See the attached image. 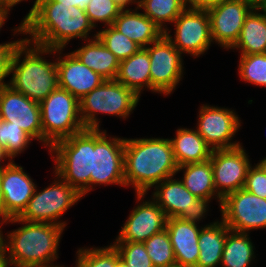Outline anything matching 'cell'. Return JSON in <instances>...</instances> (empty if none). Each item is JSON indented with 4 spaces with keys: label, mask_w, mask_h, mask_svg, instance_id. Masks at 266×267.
<instances>
[{
    "label": "cell",
    "mask_w": 266,
    "mask_h": 267,
    "mask_svg": "<svg viewBox=\"0 0 266 267\" xmlns=\"http://www.w3.org/2000/svg\"><path fill=\"white\" fill-rule=\"evenodd\" d=\"M94 28L86 11L59 5L53 0H35L29 13L14 31L30 34L26 40L47 48L59 49L73 38L87 39Z\"/></svg>",
    "instance_id": "cell-1"
},
{
    "label": "cell",
    "mask_w": 266,
    "mask_h": 267,
    "mask_svg": "<svg viewBox=\"0 0 266 267\" xmlns=\"http://www.w3.org/2000/svg\"><path fill=\"white\" fill-rule=\"evenodd\" d=\"M170 139H126L124 177L126 186H134L138 201L148 190L178 173Z\"/></svg>",
    "instance_id": "cell-2"
},
{
    "label": "cell",
    "mask_w": 266,
    "mask_h": 267,
    "mask_svg": "<svg viewBox=\"0 0 266 267\" xmlns=\"http://www.w3.org/2000/svg\"><path fill=\"white\" fill-rule=\"evenodd\" d=\"M25 225L10 232L5 240L9 265L14 267H50L58 258V246L64 227L51 223L22 221L18 217L3 221Z\"/></svg>",
    "instance_id": "cell-3"
},
{
    "label": "cell",
    "mask_w": 266,
    "mask_h": 267,
    "mask_svg": "<svg viewBox=\"0 0 266 267\" xmlns=\"http://www.w3.org/2000/svg\"><path fill=\"white\" fill-rule=\"evenodd\" d=\"M61 50L62 48L54 49L32 44L25 39L13 56L10 70V74H13L7 85L35 102H42L58 88L57 63L46 61L42 55L57 52L61 54ZM23 54L25 56L21 60Z\"/></svg>",
    "instance_id": "cell-4"
},
{
    "label": "cell",
    "mask_w": 266,
    "mask_h": 267,
    "mask_svg": "<svg viewBox=\"0 0 266 267\" xmlns=\"http://www.w3.org/2000/svg\"><path fill=\"white\" fill-rule=\"evenodd\" d=\"M49 150L56 156L55 174L84 197L90 191L94 129H84L59 140Z\"/></svg>",
    "instance_id": "cell-5"
},
{
    "label": "cell",
    "mask_w": 266,
    "mask_h": 267,
    "mask_svg": "<svg viewBox=\"0 0 266 267\" xmlns=\"http://www.w3.org/2000/svg\"><path fill=\"white\" fill-rule=\"evenodd\" d=\"M140 97L116 79L104 80L79 100V113L86 129H99L98 113L126 118L135 109ZM98 112V113H97Z\"/></svg>",
    "instance_id": "cell-6"
},
{
    "label": "cell",
    "mask_w": 266,
    "mask_h": 267,
    "mask_svg": "<svg viewBox=\"0 0 266 267\" xmlns=\"http://www.w3.org/2000/svg\"><path fill=\"white\" fill-rule=\"evenodd\" d=\"M39 105L46 147L86 129L80 118L79 100L68 91L58 87Z\"/></svg>",
    "instance_id": "cell-7"
},
{
    "label": "cell",
    "mask_w": 266,
    "mask_h": 267,
    "mask_svg": "<svg viewBox=\"0 0 266 267\" xmlns=\"http://www.w3.org/2000/svg\"><path fill=\"white\" fill-rule=\"evenodd\" d=\"M57 181L37 192L35 189L26 208L18 216L22 221L57 224L66 227V222L58 221L67 209L76 204L82 195L55 174Z\"/></svg>",
    "instance_id": "cell-8"
},
{
    "label": "cell",
    "mask_w": 266,
    "mask_h": 267,
    "mask_svg": "<svg viewBox=\"0 0 266 267\" xmlns=\"http://www.w3.org/2000/svg\"><path fill=\"white\" fill-rule=\"evenodd\" d=\"M106 130L94 129V150H92V171L90 190L96 184L125 185L124 177V138L106 136Z\"/></svg>",
    "instance_id": "cell-9"
},
{
    "label": "cell",
    "mask_w": 266,
    "mask_h": 267,
    "mask_svg": "<svg viewBox=\"0 0 266 267\" xmlns=\"http://www.w3.org/2000/svg\"><path fill=\"white\" fill-rule=\"evenodd\" d=\"M173 23L176 27L174 39L167 31L164 35L181 54L197 57L209 49L212 36L205 7L188 6Z\"/></svg>",
    "instance_id": "cell-10"
},
{
    "label": "cell",
    "mask_w": 266,
    "mask_h": 267,
    "mask_svg": "<svg viewBox=\"0 0 266 267\" xmlns=\"http://www.w3.org/2000/svg\"><path fill=\"white\" fill-rule=\"evenodd\" d=\"M167 178L155 185L153 200L167 218L178 217L194 224L206 215L209 198H197L181 180Z\"/></svg>",
    "instance_id": "cell-11"
},
{
    "label": "cell",
    "mask_w": 266,
    "mask_h": 267,
    "mask_svg": "<svg viewBox=\"0 0 266 267\" xmlns=\"http://www.w3.org/2000/svg\"><path fill=\"white\" fill-rule=\"evenodd\" d=\"M220 210L221 219L232 231L248 233L252 229L266 228V199L244 188L228 194Z\"/></svg>",
    "instance_id": "cell-12"
},
{
    "label": "cell",
    "mask_w": 266,
    "mask_h": 267,
    "mask_svg": "<svg viewBox=\"0 0 266 267\" xmlns=\"http://www.w3.org/2000/svg\"><path fill=\"white\" fill-rule=\"evenodd\" d=\"M254 7L253 0H221L206 6L212 42L225 49H232L239 38L246 16Z\"/></svg>",
    "instance_id": "cell-13"
},
{
    "label": "cell",
    "mask_w": 266,
    "mask_h": 267,
    "mask_svg": "<svg viewBox=\"0 0 266 267\" xmlns=\"http://www.w3.org/2000/svg\"><path fill=\"white\" fill-rule=\"evenodd\" d=\"M145 48L150 57V90L171 94L182 79V54L165 35Z\"/></svg>",
    "instance_id": "cell-14"
},
{
    "label": "cell",
    "mask_w": 266,
    "mask_h": 267,
    "mask_svg": "<svg viewBox=\"0 0 266 267\" xmlns=\"http://www.w3.org/2000/svg\"><path fill=\"white\" fill-rule=\"evenodd\" d=\"M212 164L214 187L222 200L230 193L243 189L252 164L240 145L230 149H216L209 159Z\"/></svg>",
    "instance_id": "cell-15"
},
{
    "label": "cell",
    "mask_w": 266,
    "mask_h": 267,
    "mask_svg": "<svg viewBox=\"0 0 266 267\" xmlns=\"http://www.w3.org/2000/svg\"><path fill=\"white\" fill-rule=\"evenodd\" d=\"M197 132L213 149H230L240 146L231 142L241 126L239 117L233 110L215 106L200 107Z\"/></svg>",
    "instance_id": "cell-16"
},
{
    "label": "cell",
    "mask_w": 266,
    "mask_h": 267,
    "mask_svg": "<svg viewBox=\"0 0 266 267\" xmlns=\"http://www.w3.org/2000/svg\"><path fill=\"white\" fill-rule=\"evenodd\" d=\"M0 111L4 121L23 129L33 140L43 143L40 105L9 85L0 86Z\"/></svg>",
    "instance_id": "cell-17"
},
{
    "label": "cell",
    "mask_w": 266,
    "mask_h": 267,
    "mask_svg": "<svg viewBox=\"0 0 266 267\" xmlns=\"http://www.w3.org/2000/svg\"><path fill=\"white\" fill-rule=\"evenodd\" d=\"M1 169L4 221L18 217L26 208L37 186L23 168L10 161Z\"/></svg>",
    "instance_id": "cell-18"
},
{
    "label": "cell",
    "mask_w": 266,
    "mask_h": 267,
    "mask_svg": "<svg viewBox=\"0 0 266 267\" xmlns=\"http://www.w3.org/2000/svg\"><path fill=\"white\" fill-rule=\"evenodd\" d=\"M139 204L129 214L115 242L144 243L166 228L167 217L153 199Z\"/></svg>",
    "instance_id": "cell-19"
},
{
    "label": "cell",
    "mask_w": 266,
    "mask_h": 267,
    "mask_svg": "<svg viewBox=\"0 0 266 267\" xmlns=\"http://www.w3.org/2000/svg\"><path fill=\"white\" fill-rule=\"evenodd\" d=\"M56 59L58 87L78 100L97 88L104 78L83 64L73 53Z\"/></svg>",
    "instance_id": "cell-20"
},
{
    "label": "cell",
    "mask_w": 266,
    "mask_h": 267,
    "mask_svg": "<svg viewBox=\"0 0 266 267\" xmlns=\"http://www.w3.org/2000/svg\"><path fill=\"white\" fill-rule=\"evenodd\" d=\"M173 247L176 265L196 267L199 247L200 230L197 224L178 217L167 218L166 228Z\"/></svg>",
    "instance_id": "cell-21"
},
{
    "label": "cell",
    "mask_w": 266,
    "mask_h": 267,
    "mask_svg": "<svg viewBox=\"0 0 266 267\" xmlns=\"http://www.w3.org/2000/svg\"><path fill=\"white\" fill-rule=\"evenodd\" d=\"M137 9L139 8L136 7L135 11L122 9L112 26L141 48H145L159 40L164 35V31Z\"/></svg>",
    "instance_id": "cell-22"
},
{
    "label": "cell",
    "mask_w": 266,
    "mask_h": 267,
    "mask_svg": "<svg viewBox=\"0 0 266 267\" xmlns=\"http://www.w3.org/2000/svg\"><path fill=\"white\" fill-rule=\"evenodd\" d=\"M93 39H90L85 46L72 53L105 80L116 79L120 61L102 44L97 38V34L94 35Z\"/></svg>",
    "instance_id": "cell-23"
},
{
    "label": "cell",
    "mask_w": 266,
    "mask_h": 267,
    "mask_svg": "<svg viewBox=\"0 0 266 267\" xmlns=\"http://www.w3.org/2000/svg\"><path fill=\"white\" fill-rule=\"evenodd\" d=\"M170 141L178 167L189 163L208 161L213 151L197 130L193 129H178L176 137Z\"/></svg>",
    "instance_id": "cell-24"
},
{
    "label": "cell",
    "mask_w": 266,
    "mask_h": 267,
    "mask_svg": "<svg viewBox=\"0 0 266 267\" xmlns=\"http://www.w3.org/2000/svg\"><path fill=\"white\" fill-rule=\"evenodd\" d=\"M227 236V226L221 219L201 227L198 247L199 256L196 267H217L221 264L222 252Z\"/></svg>",
    "instance_id": "cell-25"
},
{
    "label": "cell",
    "mask_w": 266,
    "mask_h": 267,
    "mask_svg": "<svg viewBox=\"0 0 266 267\" xmlns=\"http://www.w3.org/2000/svg\"><path fill=\"white\" fill-rule=\"evenodd\" d=\"M258 11H263V14ZM232 48L240 49L241 55L266 53V8L254 7L251 10Z\"/></svg>",
    "instance_id": "cell-26"
},
{
    "label": "cell",
    "mask_w": 266,
    "mask_h": 267,
    "mask_svg": "<svg viewBox=\"0 0 266 267\" xmlns=\"http://www.w3.org/2000/svg\"><path fill=\"white\" fill-rule=\"evenodd\" d=\"M116 80L139 97L143 87L150 90V57L146 48L120 62Z\"/></svg>",
    "instance_id": "cell-27"
},
{
    "label": "cell",
    "mask_w": 266,
    "mask_h": 267,
    "mask_svg": "<svg viewBox=\"0 0 266 267\" xmlns=\"http://www.w3.org/2000/svg\"><path fill=\"white\" fill-rule=\"evenodd\" d=\"M183 170L182 182L184 186L197 198H213L217 196L221 206L222 199L216 195L213 181L211 161L202 163H189L178 167V172Z\"/></svg>",
    "instance_id": "cell-28"
},
{
    "label": "cell",
    "mask_w": 266,
    "mask_h": 267,
    "mask_svg": "<svg viewBox=\"0 0 266 267\" xmlns=\"http://www.w3.org/2000/svg\"><path fill=\"white\" fill-rule=\"evenodd\" d=\"M254 258V246L248 233L232 231L227 227L221 267H248Z\"/></svg>",
    "instance_id": "cell-29"
},
{
    "label": "cell",
    "mask_w": 266,
    "mask_h": 267,
    "mask_svg": "<svg viewBox=\"0 0 266 267\" xmlns=\"http://www.w3.org/2000/svg\"><path fill=\"white\" fill-rule=\"evenodd\" d=\"M188 0H138V8L162 31L165 22L173 23L179 15L188 7Z\"/></svg>",
    "instance_id": "cell-30"
},
{
    "label": "cell",
    "mask_w": 266,
    "mask_h": 267,
    "mask_svg": "<svg viewBox=\"0 0 266 267\" xmlns=\"http://www.w3.org/2000/svg\"><path fill=\"white\" fill-rule=\"evenodd\" d=\"M144 245L154 267L176 265L173 247L166 229L151 236Z\"/></svg>",
    "instance_id": "cell-31"
},
{
    "label": "cell",
    "mask_w": 266,
    "mask_h": 267,
    "mask_svg": "<svg viewBox=\"0 0 266 267\" xmlns=\"http://www.w3.org/2000/svg\"><path fill=\"white\" fill-rule=\"evenodd\" d=\"M97 38L121 62L135 54L141 47L133 40L116 30L112 25L96 33Z\"/></svg>",
    "instance_id": "cell-32"
},
{
    "label": "cell",
    "mask_w": 266,
    "mask_h": 267,
    "mask_svg": "<svg viewBox=\"0 0 266 267\" xmlns=\"http://www.w3.org/2000/svg\"><path fill=\"white\" fill-rule=\"evenodd\" d=\"M75 267H115L120 260L118 250L113 244L105 248L79 249Z\"/></svg>",
    "instance_id": "cell-33"
},
{
    "label": "cell",
    "mask_w": 266,
    "mask_h": 267,
    "mask_svg": "<svg viewBox=\"0 0 266 267\" xmlns=\"http://www.w3.org/2000/svg\"><path fill=\"white\" fill-rule=\"evenodd\" d=\"M238 67L240 79L266 87V53L241 55Z\"/></svg>",
    "instance_id": "cell-34"
},
{
    "label": "cell",
    "mask_w": 266,
    "mask_h": 267,
    "mask_svg": "<svg viewBox=\"0 0 266 267\" xmlns=\"http://www.w3.org/2000/svg\"><path fill=\"white\" fill-rule=\"evenodd\" d=\"M31 140L33 139L23 129L11 122L4 121L0 127V146L6 150L11 160L24 151Z\"/></svg>",
    "instance_id": "cell-35"
},
{
    "label": "cell",
    "mask_w": 266,
    "mask_h": 267,
    "mask_svg": "<svg viewBox=\"0 0 266 267\" xmlns=\"http://www.w3.org/2000/svg\"><path fill=\"white\" fill-rule=\"evenodd\" d=\"M120 259L128 267H154L147 254L144 243L140 242H114Z\"/></svg>",
    "instance_id": "cell-36"
},
{
    "label": "cell",
    "mask_w": 266,
    "mask_h": 267,
    "mask_svg": "<svg viewBox=\"0 0 266 267\" xmlns=\"http://www.w3.org/2000/svg\"><path fill=\"white\" fill-rule=\"evenodd\" d=\"M85 11L95 28L96 22H103L107 26L112 25L122 8L113 0H91Z\"/></svg>",
    "instance_id": "cell-37"
},
{
    "label": "cell",
    "mask_w": 266,
    "mask_h": 267,
    "mask_svg": "<svg viewBox=\"0 0 266 267\" xmlns=\"http://www.w3.org/2000/svg\"><path fill=\"white\" fill-rule=\"evenodd\" d=\"M244 189L260 198L266 199V173L259 164L254 167L250 166Z\"/></svg>",
    "instance_id": "cell-38"
},
{
    "label": "cell",
    "mask_w": 266,
    "mask_h": 267,
    "mask_svg": "<svg viewBox=\"0 0 266 267\" xmlns=\"http://www.w3.org/2000/svg\"><path fill=\"white\" fill-rule=\"evenodd\" d=\"M25 39L0 44V86L7 83L5 78L10 75L13 56Z\"/></svg>",
    "instance_id": "cell-39"
},
{
    "label": "cell",
    "mask_w": 266,
    "mask_h": 267,
    "mask_svg": "<svg viewBox=\"0 0 266 267\" xmlns=\"http://www.w3.org/2000/svg\"><path fill=\"white\" fill-rule=\"evenodd\" d=\"M55 2H59V5H65V6H75L79 7L80 9L86 10L87 4L91 0H53Z\"/></svg>",
    "instance_id": "cell-40"
},
{
    "label": "cell",
    "mask_w": 266,
    "mask_h": 267,
    "mask_svg": "<svg viewBox=\"0 0 266 267\" xmlns=\"http://www.w3.org/2000/svg\"><path fill=\"white\" fill-rule=\"evenodd\" d=\"M12 7H13L12 4L0 0V30L7 19L10 8Z\"/></svg>",
    "instance_id": "cell-41"
},
{
    "label": "cell",
    "mask_w": 266,
    "mask_h": 267,
    "mask_svg": "<svg viewBox=\"0 0 266 267\" xmlns=\"http://www.w3.org/2000/svg\"><path fill=\"white\" fill-rule=\"evenodd\" d=\"M5 239L2 237L0 239V267H8V256H6L7 252V246L4 242Z\"/></svg>",
    "instance_id": "cell-42"
},
{
    "label": "cell",
    "mask_w": 266,
    "mask_h": 267,
    "mask_svg": "<svg viewBox=\"0 0 266 267\" xmlns=\"http://www.w3.org/2000/svg\"><path fill=\"white\" fill-rule=\"evenodd\" d=\"M218 1L221 0H188V4L189 6H194V7H206Z\"/></svg>",
    "instance_id": "cell-43"
},
{
    "label": "cell",
    "mask_w": 266,
    "mask_h": 267,
    "mask_svg": "<svg viewBox=\"0 0 266 267\" xmlns=\"http://www.w3.org/2000/svg\"><path fill=\"white\" fill-rule=\"evenodd\" d=\"M113 1L116 2L122 9H126L125 7H127L130 3L134 2L138 6V0H113Z\"/></svg>",
    "instance_id": "cell-44"
},
{
    "label": "cell",
    "mask_w": 266,
    "mask_h": 267,
    "mask_svg": "<svg viewBox=\"0 0 266 267\" xmlns=\"http://www.w3.org/2000/svg\"><path fill=\"white\" fill-rule=\"evenodd\" d=\"M0 217L4 221V204H3V195L1 191V170H0Z\"/></svg>",
    "instance_id": "cell-45"
},
{
    "label": "cell",
    "mask_w": 266,
    "mask_h": 267,
    "mask_svg": "<svg viewBox=\"0 0 266 267\" xmlns=\"http://www.w3.org/2000/svg\"><path fill=\"white\" fill-rule=\"evenodd\" d=\"M6 158H8L9 161H12V160H10L11 157L7 154L6 150L2 146H0V162L1 161L3 162V160L5 161ZM2 168H3V166L0 164V170Z\"/></svg>",
    "instance_id": "cell-46"
},
{
    "label": "cell",
    "mask_w": 266,
    "mask_h": 267,
    "mask_svg": "<svg viewBox=\"0 0 266 267\" xmlns=\"http://www.w3.org/2000/svg\"><path fill=\"white\" fill-rule=\"evenodd\" d=\"M255 7L266 8V0H253Z\"/></svg>",
    "instance_id": "cell-47"
},
{
    "label": "cell",
    "mask_w": 266,
    "mask_h": 267,
    "mask_svg": "<svg viewBox=\"0 0 266 267\" xmlns=\"http://www.w3.org/2000/svg\"><path fill=\"white\" fill-rule=\"evenodd\" d=\"M265 171L266 173V157L258 163Z\"/></svg>",
    "instance_id": "cell-48"
},
{
    "label": "cell",
    "mask_w": 266,
    "mask_h": 267,
    "mask_svg": "<svg viewBox=\"0 0 266 267\" xmlns=\"http://www.w3.org/2000/svg\"><path fill=\"white\" fill-rule=\"evenodd\" d=\"M115 267H128L121 259L115 264Z\"/></svg>",
    "instance_id": "cell-49"
},
{
    "label": "cell",
    "mask_w": 266,
    "mask_h": 267,
    "mask_svg": "<svg viewBox=\"0 0 266 267\" xmlns=\"http://www.w3.org/2000/svg\"><path fill=\"white\" fill-rule=\"evenodd\" d=\"M23 0H10V4H12L13 6L17 5L19 2H21Z\"/></svg>",
    "instance_id": "cell-50"
},
{
    "label": "cell",
    "mask_w": 266,
    "mask_h": 267,
    "mask_svg": "<svg viewBox=\"0 0 266 267\" xmlns=\"http://www.w3.org/2000/svg\"><path fill=\"white\" fill-rule=\"evenodd\" d=\"M4 120H3V117H2V114H1V111H0V127L2 126Z\"/></svg>",
    "instance_id": "cell-51"
},
{
    "label": "cell",
    "mask_w": 266,
    "mask_h": 267,
    "mask_svg": "<svg viewBox=\"0 0 266 267\" xmlns=\"http://www.w3.org/2000/svg\"><path fill=\"white\" fill-rule=\"evenodd\" d=\"M1 219H2V218H0V222H1L0 224L2 225V223H3V220H1ZM1 225H0V226H1ZM0 231H2V230H1V228H0Z\"/></svg>",
    "instance_id": "cell-52"
},
{
    "label": "cell",
    "mask_w": 266,
    "mask_h": 267,
    "mask_svg": "<svg viewBox=\"0 0 266 267\" xmlns=\"http://www.w3.org/2000/svg\"><path fill=\"white\" fill-rule=\"evenodd\" d=\"M4 237L3 234H2V231H0V239Z\"/></svg>",
    "instance_id": "cell-53"
},
{
    "label": "cell",
    "mask_w": 266,
    "mask_h": 267,
    "mask_svg": "<svg viewBox=\"0 0 266 267\" xmlns=\"http://www.w3.org/2000/svg\"><path fill=\"white\" fill-rule=\"evenodd\" d=\"M171 267H184V266L174 265V266H171Z\"/></svg>",
    "instance_id": "cell-54"
},
{
    "label": "cell",
    "mask_w": 266,
    "mask_h": 267,
    "mask_svg": "<svg viewBox=\"0 0 266 267\" xmlns=\"http://www.w3.org/2000/svg\"><path fill=\"white\" fill-rule=\"evenodd\" d=\"M2 1H5V2H7V3H10V0H2Z\"/></svg>",
    "instance_id": "cell-55"
}]
</instances>
